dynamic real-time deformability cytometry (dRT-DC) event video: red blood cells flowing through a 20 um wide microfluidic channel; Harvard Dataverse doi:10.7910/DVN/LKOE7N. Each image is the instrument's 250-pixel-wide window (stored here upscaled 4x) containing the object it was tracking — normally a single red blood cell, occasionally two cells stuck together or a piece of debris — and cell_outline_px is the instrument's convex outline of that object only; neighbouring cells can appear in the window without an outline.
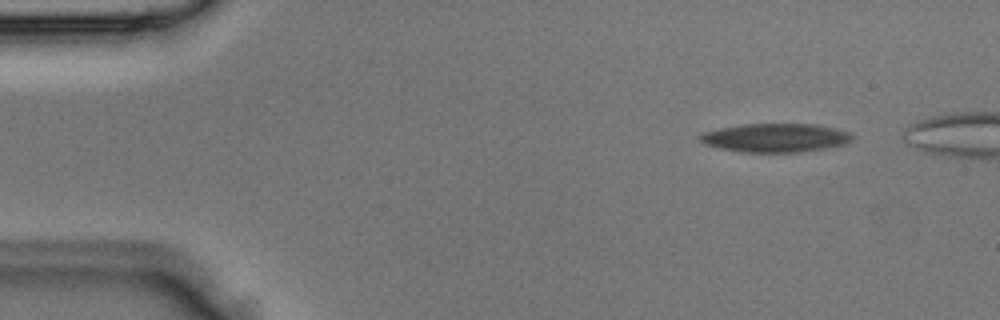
{"species": "Egyptian fruit bat (a non-hibernating species)", "species_latin": "Rousettus aegyptiacus", "temperature_condition": "room temperature", "stored_images_in_passage": 3, "camera_frame_rate_fps": 3000, "um_per_image_px": 0.085, "animal": {"sex": "male"}, "frame": {"image": 1, "passage_image": 1, "time_ms": 0.0, "image_size_px": [1000, 320], "cell_outline_px": [[856, 136], [848, 144], [800, 152], [740, 152], [720, 148], [704, 144], [696, 136], [700, 132], [720, 128], [744, 124], [816, 124], [836, 128], [852, 132]], "centroid_in_image_um": [65.94, 11.71], "position_along_channel_um": 19.1, "area_um2": 25.84}}